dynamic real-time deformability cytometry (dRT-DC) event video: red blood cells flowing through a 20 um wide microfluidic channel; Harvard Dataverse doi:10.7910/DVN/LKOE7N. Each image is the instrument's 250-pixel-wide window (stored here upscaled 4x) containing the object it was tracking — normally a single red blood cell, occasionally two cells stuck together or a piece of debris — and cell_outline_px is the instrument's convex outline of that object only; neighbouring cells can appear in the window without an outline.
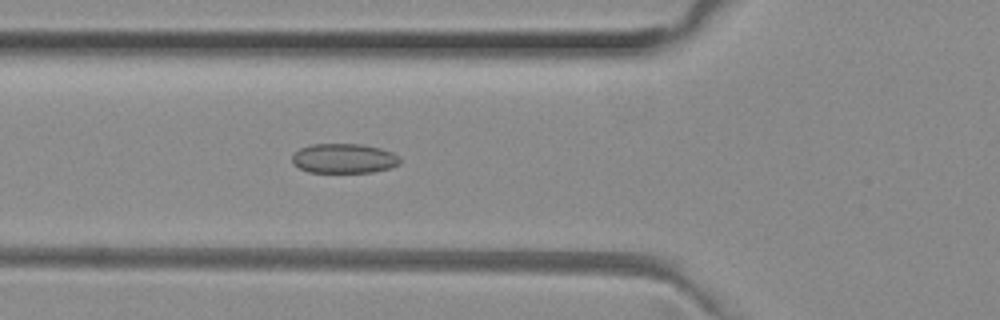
{"species": "common noctule bat (a hibernating species)", "species_latin": "Nyctalus noctula", "temperature_condition": "room temperature", "stored_images_in_passage": 38, "camera_frame_rate_fps": 3000, "um_per_image_px": 0.085, "animal": {"sex": "female", "body_mass_g": 29.2, "forearm_length_mm": 56.3}, "frame": {"image": 1, "passage_image": 9, "time_ms": 2.667, "image_size_px": [1000, 320], "cell_outline_px": [[400, 164], [392, 168], [372, 172], [308, 172], [292, 164], [292, 152], [300, 148], [312, 144], [364, 144], [380, 148], [392, 152], [400, 156]], "centroid_in_image_um": [29.24, 13.46], "position_along_channel_um": 96.6, "area_um2": 18.9}}
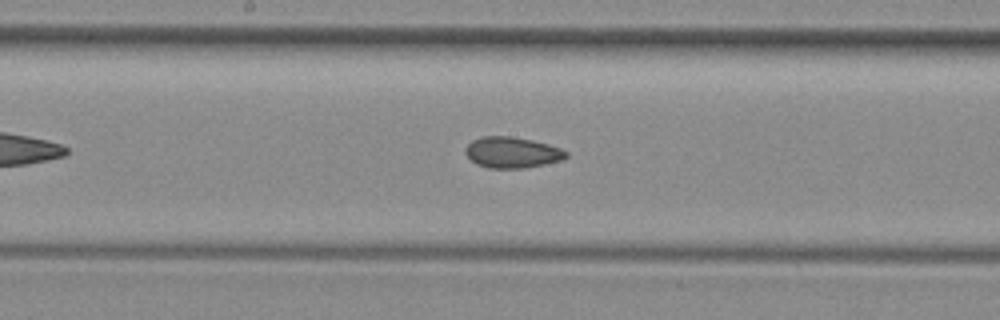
{"frame": {"image": 2, "passage_image": 17, "time_ms": 5.333, "image_size_px": [1000, 320], "cell_outline_px": [[568, 156], [564, 160], [524, 168], [488, 168], [476, 164], [464, 152], [464, 148], [472, 140], [480, 136], [508, 136], [532, 140], [548, 144], [560, 148], [568, 152]], "centroid_in_image_um": [43.52, 12.96], "position_along_channel_um": 204.7, "area_um2": 18.26}}
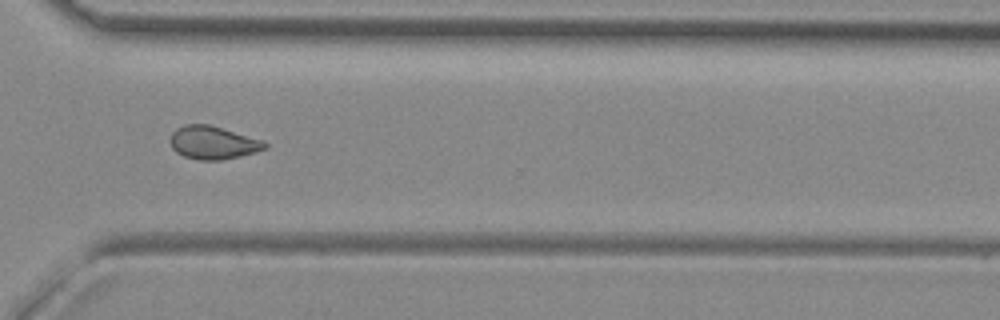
{"frame": {"image": 3, "passage_image": 28, "time_ms": 9.0, "image_size_px": [1000, 320], "cell_outline_px": [[268, 148], [256, 152], [240, 156], [220, 160], [200, 160], [184, 156], [176, 152], [172, 148], [172, 132], [176, 128], [184, 124], [208, 124], [264, 140], [268, 144]], "centroid_in_image_um": [18.14, 12.12], "position_along_channel_um": 352.5, "area_um2": 18.21}}